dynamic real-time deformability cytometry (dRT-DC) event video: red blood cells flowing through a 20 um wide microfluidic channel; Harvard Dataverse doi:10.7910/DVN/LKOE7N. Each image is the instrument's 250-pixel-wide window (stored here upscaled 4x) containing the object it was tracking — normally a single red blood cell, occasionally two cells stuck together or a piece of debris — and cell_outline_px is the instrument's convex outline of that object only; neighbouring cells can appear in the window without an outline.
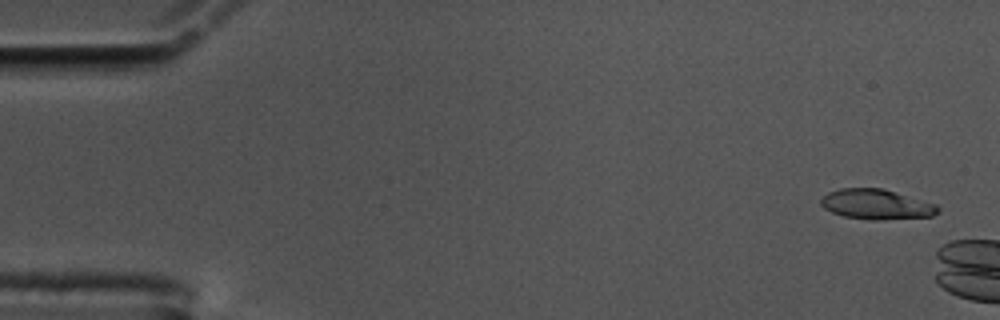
{"species": "common noctule bat (a hibernating species)", "species_latin": "Nyctalus noctula", "temperature_condition": "cold", "stored_images_in_passage": 7, "camera_frame_rate_fps": 3000, "um_per_image_px": 0.085, "animal": {"sex": "male", "body_mass_g": 17.5, "forearm_length_mm": 52.3}, "frame": {"image": 1, "passage_image": 3, "time_ms": 0.667, "image_size_px": [1000, 320], "cell_outline_px": [[940, 212], [932, 216], [880, 220], [872, 220], [844, 216], [832, 212], [824, 208], [820, 204], [820, 200], [828, 192], [840, 188], [884, 188], [936, 204], [940, 208]], "centroid_in_image_um": [74.51, 17.36], "position_along_channel_um": 10.5, "area_um2": 20.58}}